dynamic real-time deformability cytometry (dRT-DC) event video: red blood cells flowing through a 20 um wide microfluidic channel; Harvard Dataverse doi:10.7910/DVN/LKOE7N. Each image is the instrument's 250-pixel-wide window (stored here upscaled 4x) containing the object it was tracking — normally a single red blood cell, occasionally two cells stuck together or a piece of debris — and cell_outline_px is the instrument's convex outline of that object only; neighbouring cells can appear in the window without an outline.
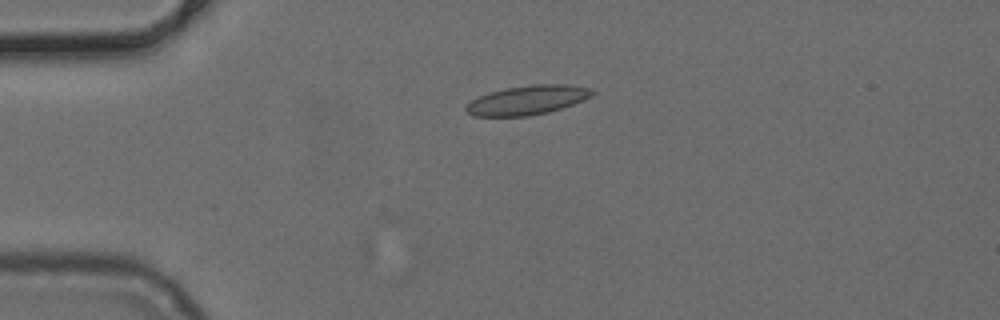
{"species": "common noctule bat (a hibernating species)", "species_latin": "Nyctalus noctula", "temperature_condition": "cold", "stored_images_in_passage": 4, "camera_frame_rate_fps": 3000, "um_per_image_px": 0.085, "animal": {"sex": "female", "body_mass_g": 24.6, "forearm_length_mm": 56.2}, "frame": {"image": 1, "passage_image": 1, "time_ms": 0.0, "image_size_px": [1000, 320], "cell_outline_px": [[596, 92], [592, 96], [572, 104], [548, 112], [528, 116], [472, 116], [464, 108], [472, 100], [488, 92], [504, 88], [532, 84], [568, 84], [592, 88]], "centroid_in_image_um": [44.84, 8.49], "position_along_channel_um": 40.2, "area_um2": 21.5}}